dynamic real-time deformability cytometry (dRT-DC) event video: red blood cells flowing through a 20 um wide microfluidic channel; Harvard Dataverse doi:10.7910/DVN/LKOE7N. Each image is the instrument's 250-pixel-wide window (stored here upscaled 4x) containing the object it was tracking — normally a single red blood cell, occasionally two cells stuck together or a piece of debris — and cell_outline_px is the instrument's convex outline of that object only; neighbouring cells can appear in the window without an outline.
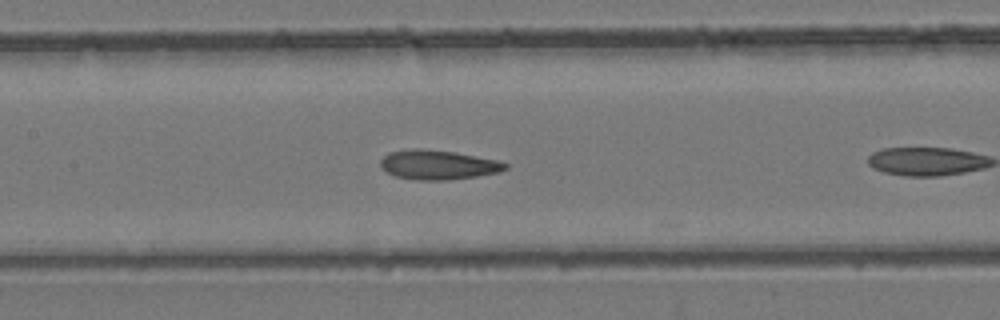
{"species": "common noctule bat (a hibernating species)", "species_latin": "Nyctalus noctula", "temperature_condition": "room temperature", "stored_images_in_passage": 10, "camera_frame_rate_fps": 3000, "um_per_image_px": 0.085, "animal": {"sex": "female", "body_mass_g": 24.6, "forearm_length_mm": 56.2}, "frame": {"image": 1, "passage_image": 6, "time_ms": 1.667, "image_size_px": [1000, 320], "cell_outline_px": [[508, 168], [500, 172], [476, 176], [448, 180], [416, 180], [396, 176], [388, 172], [380, 164], [380, 160], [388, 152], [412, 148], [424, 148], [452, 152], [500, 160], [508, 164]], "centroid_in_image_um": [37.25, 14.0], "position_along_channel_um": 170.1, "area_um2": 21.44}}